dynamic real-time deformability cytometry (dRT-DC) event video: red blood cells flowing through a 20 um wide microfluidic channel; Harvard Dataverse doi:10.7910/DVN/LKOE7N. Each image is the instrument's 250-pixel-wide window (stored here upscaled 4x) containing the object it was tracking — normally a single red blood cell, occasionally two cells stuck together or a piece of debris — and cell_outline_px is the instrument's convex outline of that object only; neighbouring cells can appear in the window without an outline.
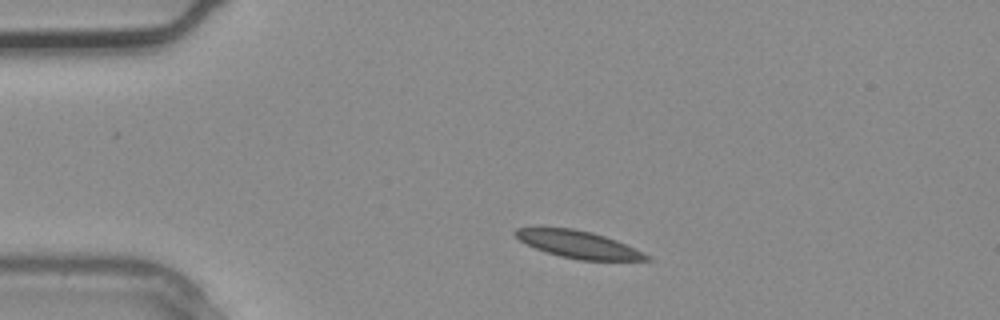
{"species": "common noctule bat (a hibernating species)", "species_latin": "Nyctalus noctula", "temperature_condition": "warm", "stored_images_in_passage": 1, "camera_frame_rate_fps": 3000, "um_per_image_px": 0.085, "animal": {"sex": "male", "body_mass_g": 20.4}, "frame": {"image": 1, "passage_image": 1, "time_ms": 0.0, "image_size_px": [1000, 320], "cell_outline_px": [[652, 260], [580, 260], [560, 256], [536, 248], [520, 240], [512, 232], [516, 228], [572, 228], [592, 232], [616, 240], [652, 256]], "centroid_in_image_um": [49.2, 20.78], "position_along_channel_um": 35.8, "area_um2": 20.52}}